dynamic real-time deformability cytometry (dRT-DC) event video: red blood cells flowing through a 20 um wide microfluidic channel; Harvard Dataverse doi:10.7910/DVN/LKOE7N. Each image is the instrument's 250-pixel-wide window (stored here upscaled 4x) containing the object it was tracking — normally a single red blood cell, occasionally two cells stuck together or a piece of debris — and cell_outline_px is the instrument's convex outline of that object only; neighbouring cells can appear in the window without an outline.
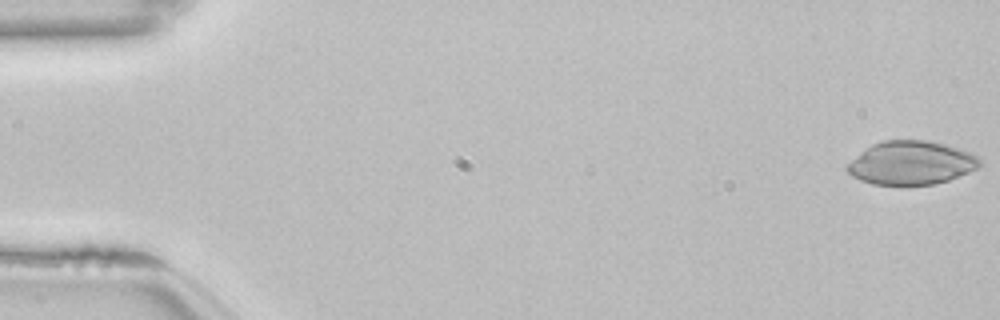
{"species": "common noctule bat (a hibernating species)", "species_latin": "Nyctalus noctula", "temperature_condition": "room temperature", "stored_images_in_passage": 12, "camera_frame_rate_fps": 3000, "um_per_image_px": 0.085, "animal": {"sex": "female", "body_mass_g": 22.7, "forearm_length_mm": 54.2}, "frame": {"image": 1, "passage_image": 1, "time_ms": 0.0, "image_size_px": [1000, 320], "cell_outline_px": [[980, 168], [948, 180], [932, 184], [872, 184], [860, 180], [852, 176], [844, 168], [860, 152], [872, 144], [884, 140], [928, 140], [944, 144], [968, 152], [976, 156], [980, 160]], "centroid_in_image_um": [77.43, 13.84], "position_along_channel_um": 7.6, "area_um2": 33.35}}